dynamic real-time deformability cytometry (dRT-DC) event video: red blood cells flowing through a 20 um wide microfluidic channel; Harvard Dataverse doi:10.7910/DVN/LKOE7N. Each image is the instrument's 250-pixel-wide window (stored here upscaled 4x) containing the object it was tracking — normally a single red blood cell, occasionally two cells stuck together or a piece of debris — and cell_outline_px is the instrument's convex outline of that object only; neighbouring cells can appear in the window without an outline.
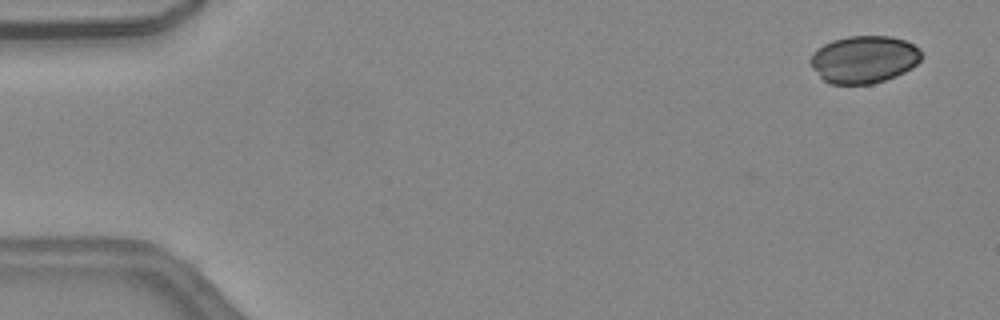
{"species": "common noctule bat (a hibernating species)", "species_latin": "Nyctalus noctula", "temperature_condition": "warm", "stored_images_in_passage": 2, "camera_frame_rate_fps": 3000, "um_per_image_px": 0.085, "animal": {"sex": "female", "body_mass_g": 24.6, "forearm_length_mm": 56.2}, "frame": {"image": 1, "passage_image": 2, "time_ms": 0.333, "image_size_px": [1000, 320], "cell_outline_px": [[920, 60], [912, 68], [896, 76], [872, 84], [832, 84], [824, 80], [812, 68], [808, 60], [812, 52], [816, 48], [832, 40], [848, 36], [888, 36], [904, 40], [920, 48]], "centroid_in_image_um": [73.4, 5.04], "position_along_channel_um": 11.6, "area_um2": 30.75}}